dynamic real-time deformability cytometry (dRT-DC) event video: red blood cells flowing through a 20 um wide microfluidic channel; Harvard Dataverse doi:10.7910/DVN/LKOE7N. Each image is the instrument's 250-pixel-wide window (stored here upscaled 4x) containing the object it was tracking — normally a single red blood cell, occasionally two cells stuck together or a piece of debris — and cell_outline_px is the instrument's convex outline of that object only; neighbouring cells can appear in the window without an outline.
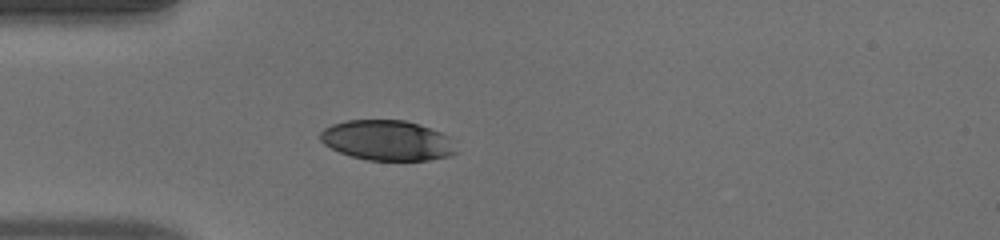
{"species": "human", "species_latin": "Homo sapiens", "temperature_condition": "warm", "stored_images_in_passage": 38, "camera_frame_rate_fps": 3000, "um_per_image_px": 0.085, "donor": {"sex": "male"}, "frame": {"image": 1, "passage_image": 1, "time_ms": 0.0, "image_size_px": [1000, 240], "cell_outline_px": [[456, 152], [452, 156], [428, 160], [368, 160], [352, 156], [340, 152], [324, 144], [320, 140], [320, 132], [324, 128], [332, 124], [348, 120], [404, 120], [420, 124], [440, 132], [448, 136]], "centroid_in_image_um": [32.9, 11.93], "position_along_channel_um": 52.1, "area_um2": 31.67}}
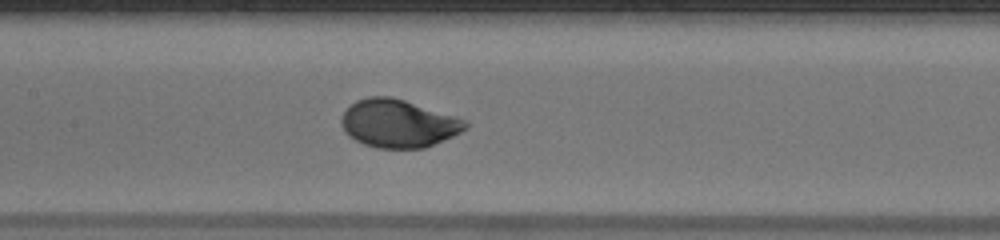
{"frame": {"image": 2, "passage_image": 11, "time_ms": 3.333, "image_size_px": [1000, 240], "cell_outline_px": [[468, 128], [452, 136], [424, 148], [376, 148], [364, 144], [348, 136], [344, 132], [340, 124], [340, 120], [344, 112], [356, 100], [368, 96], [392, 96], [456, 116], [464, 120], [468, 124]], "centroid_in_image_um": [33.83, 10.49], "position_along_channel_um": 173.6, "area_um2": 34.68}}
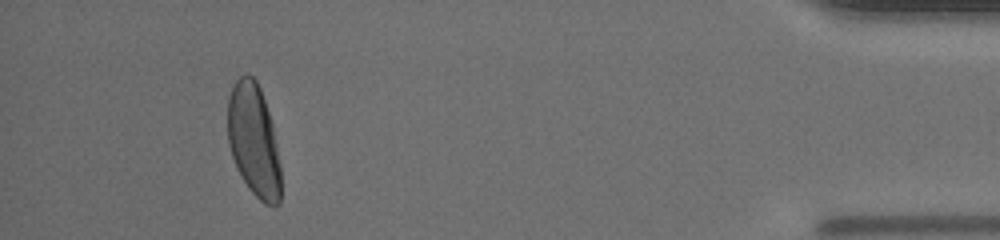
{"frame": {"image": 3, "passage_image": 34, "time_ms": 11.0, "image_size_px": [1000, 240], "cell_outline_px": [[280, 204], [264, 204], [248, 188], [240, 176], [236, 168], [228, 144], [228, 96], [236, 80], [240, 76], [252, 76], [256, 80], [260, 88], [272, 124], [280, 164]], "centroid_in_image_um": [21.55, 11.95], "position_along_channel_um": 413.6, "area_um2": 34.62}, "authors_computed_cell_mechanics": {"area_um2": 34.3621, "velocity_mm_per_s": 3.9509, "shape_relaxation_time_tau1_ms": 2.6957, "shape_relaxation_time_tau2_ms": null, "deformation_change_tau1": 0.154, "deformation_change_tau2": null}}